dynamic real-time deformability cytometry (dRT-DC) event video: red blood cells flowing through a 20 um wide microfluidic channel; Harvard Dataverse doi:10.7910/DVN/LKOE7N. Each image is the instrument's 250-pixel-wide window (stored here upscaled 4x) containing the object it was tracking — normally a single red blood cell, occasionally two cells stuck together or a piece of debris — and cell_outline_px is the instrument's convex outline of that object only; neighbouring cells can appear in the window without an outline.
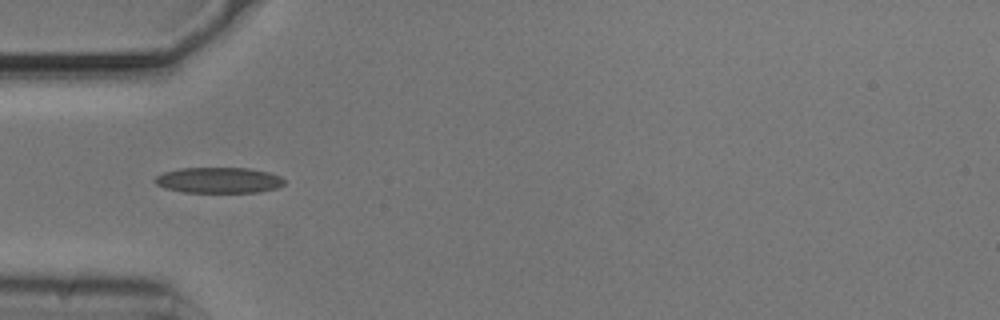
{"species": "common noctule bat (a hibernating species)", "species_latin": "Nyctalus noctula", "temperature_condition": "cold", "stored_images_in_passage": 38, "camera_frame_rate_fps": 3000, "um_per_image_px": 0.085, "animal": {"sex": "male", "body_mass_g": 20.5, "forearm_length_mm": 52.5}, "frame": {"image": 1, "passage_image": 1, "time_ms": 0.0, "image_size_px": [1000, 320], "cell_outline_px": [[284, 184], [276, 188], [260, 192], [184, 192], [164, 188], [156, 184], [152, 180], [156, 176], [164, 172], [180, 168], [248, 168], [268, 172], [280, 176], [284, 180]], "centroid_in_image_um": [18.57, 15.32], "position_along_channel_um": 66.4, "area_um2": 19.42}}
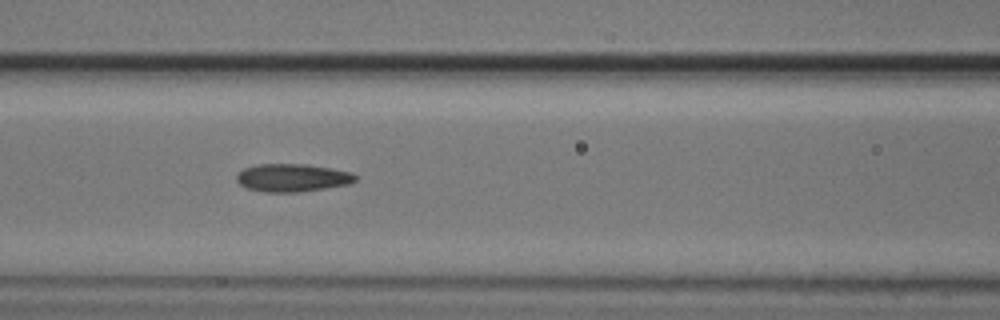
{"frame": {"image": 2, "passage_image": 7, "time_ms": 2.0, "image_size_px": [1000, 320], "cell_outline_px": [[356, 180], [352, 184], [300, 192], [264, 192], [244, 188], [236, 180], [236, 176], [244, 168], [256, 164], [308, 164], [332, 168], [352, 172], [356, 176]], "centroid_in_image_um": [24.86, 15.11], "position_along_channel_um": 141.7, "area_um2": 19.59}}
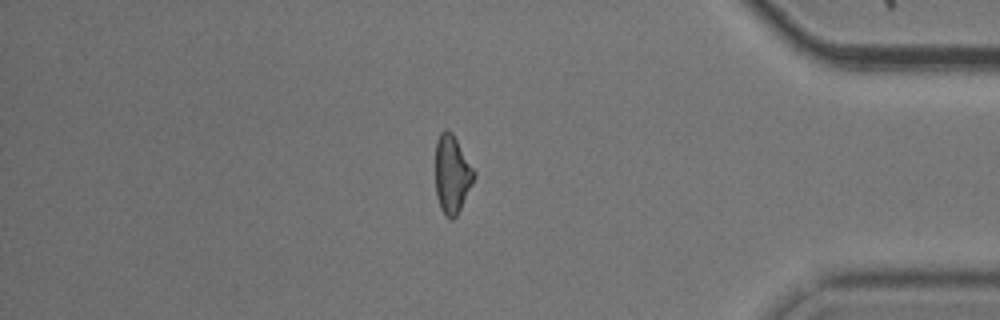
{"frame": {"image": 3, "passage_image": 30, "time_ms": 9.667, "image_size_px": [1000, 320], "cell_outline_px": [[476, 176], [456, 216], [452, 220], [440, 208], [436, 196], [436, 140], [440, 132], [444, 128], [448, 128], [452, 132], [476, 172]], "centroid_in_image_um": [38.42, 14.76], "position_along_channel_um": 396.8, "area_um2": 17.51}, "authors_computed_cell_mechanics": {"area_um2": 18.4093, "velocity_mm_per_s": 3.7347, "shape_relaxation_time_tau1_ms": 5.3543, "shape_relaxation_time_tau2_ms": 4.1252, "deformation_change_tau1": 0.146, "deformation_change_tau2": 0.1236}}